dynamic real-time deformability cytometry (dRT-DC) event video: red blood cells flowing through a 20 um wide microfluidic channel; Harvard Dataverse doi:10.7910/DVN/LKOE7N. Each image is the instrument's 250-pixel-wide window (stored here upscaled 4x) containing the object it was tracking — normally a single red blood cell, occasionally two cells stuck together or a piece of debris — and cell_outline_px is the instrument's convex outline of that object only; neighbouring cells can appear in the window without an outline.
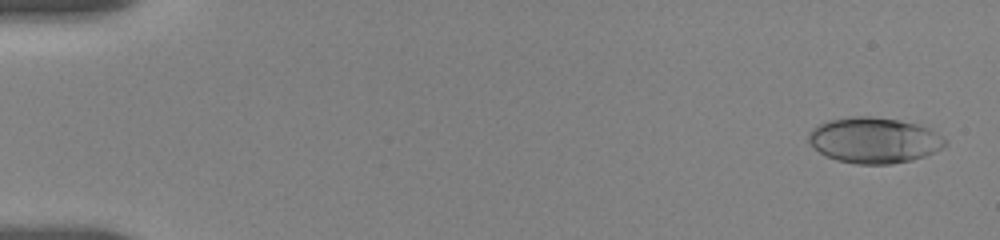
{"species": "human", "species_latin": "Homo sapiens", "temperature_condition": "room temperature", "stored_images_in_passage": 21, "camera_frame_rate_fps": 3000, "um_per_image_px": 0.085, "donor": {"sex": "female"}, "frame": {"image": 1, "passage_image": 3, "time_ms": 0.333, "image_size_px": [1000, 240], "cell_outline_px": [[948, 144], [944, 148], [924, 156], [912, 160], [892, 164], [856, 164], [836, 160], [820, 152], [808, 140], [808, 132], [812, 128], [828, 120], [848, 116], [872, 116], [900, 120], [920, 124], [932, 128], [948, 140]], "centroid_in_image_um": [74.36, 11.9], "position_along_channel_um": 10.6, "area_um2": 36.88}}
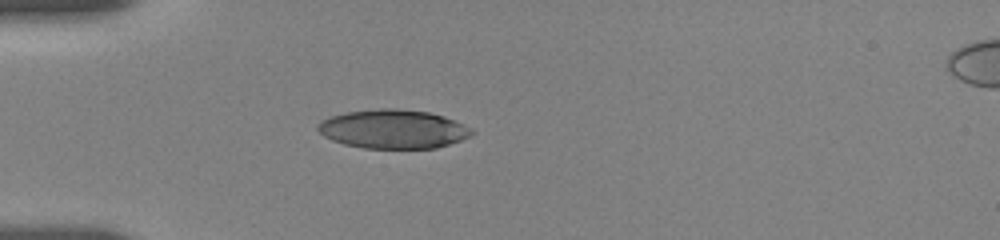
{"frame": {"image": 2, "passage_image": 18, "time_ms": 5.0, "image_size_px": [1000, 240], "cell_outline_px": [[476, 132], [460, 140], [436, 148], [364, 148], [344, 144], [332, 140], [324, 136], [316, 128], [316, 124], [320, 120], [332, 116], [348, 112], [380, 108], [396, 108], [428, 112], [444, 116], [472, 128]], "centroid_in_image_um": [33.4, 10.97], "position_along_channel_um": 51.6, "area_um2": 34.8}}